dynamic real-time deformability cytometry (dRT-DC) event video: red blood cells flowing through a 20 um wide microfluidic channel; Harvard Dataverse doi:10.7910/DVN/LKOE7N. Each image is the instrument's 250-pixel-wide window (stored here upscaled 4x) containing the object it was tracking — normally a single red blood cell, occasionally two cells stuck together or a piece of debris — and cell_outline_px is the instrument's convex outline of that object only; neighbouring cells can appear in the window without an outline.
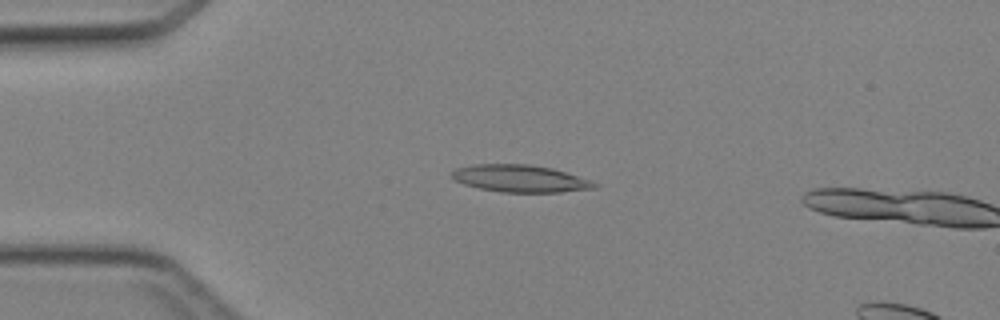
{"species": "Egyptian fruit bat (a non-hibernating species)", "species_latin": "Rousettus aegyptiacus", "temperature_condition": "cold", "stored_images_in_passage": 13, "camera_frame_rate_fps": 3000, "um_per_image_px": 0.085, "animal": {"sex": "female"}, "frame": {"image": 1, "passage_image": 11, "time_ms": 3.333, "image_size_px": [1000, 320], "cell_outline_px": [[600, 184], [596, 188], [560, 192], [500, 192], [480, 188], [464, 184], [456, 180], [448, 172], [456, 168], [472, 164], [528, 164], [552, 168]], "centroid_in_image_um": [44.17, 15.17], "position_along_channel_um": 40.8, "area_um2": 22.48}}